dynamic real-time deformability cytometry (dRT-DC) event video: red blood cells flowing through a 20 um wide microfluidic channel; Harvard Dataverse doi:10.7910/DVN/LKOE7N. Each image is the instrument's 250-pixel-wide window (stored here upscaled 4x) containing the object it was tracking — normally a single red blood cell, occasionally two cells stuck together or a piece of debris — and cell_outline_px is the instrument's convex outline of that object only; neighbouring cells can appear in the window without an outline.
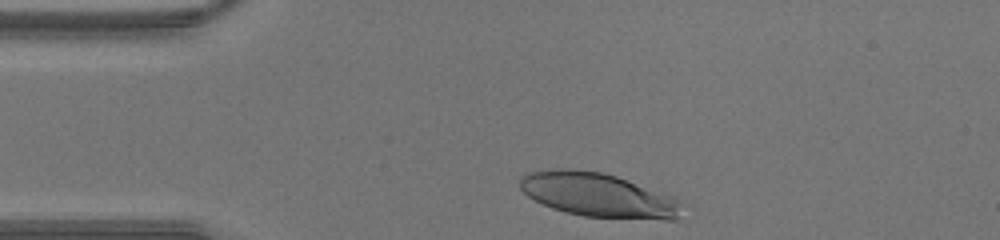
{"species": "human", "species_latin": "Homo sapiens", "temperature_condition": "warm", "stored_images_in_passage": 27, "camera_frame_rate_fps": 3000, "um_per_image_px": 0.085, "donor": {"sex": "male"}, "frame": {"image": 1, "passage_image": 1, "time_ms": 0.0, "image_size_px": [1000, 240], "cell_outline_px": [[680, 204], [676, 220], [668, 220], [584, 216], [564, 212], [552, 208], [528, 196], [520, 188], [520, 176], [528, 172], [560, 168], [572, 168], [604, 172], [676, 196], [680, 200]], "centroid_in_image_um": [50.85, 16.56], "position_along_channel_um": 34.2, "area_um2": 41.73}}
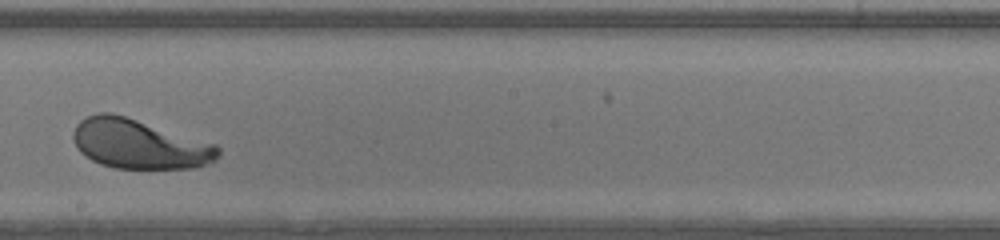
{"frame": {"image": 2, "passage_image": 17, "time_ms": 5.333, "image_size_px": [1000, 240], "cell_outline_px": [[220, 156], [216, 160], [196, 168], [116, 168], [100, 164], [84, 156], [76, 148], [72, 136], [72, 132], [76, 124], [80, 120], [96, 112], [112, 112], [216, 144], [220, 148]], "centroid_in_image_um": [11.81, 12.24], "position_along_channel_um": 236.4, "area_um2": 41.96}}
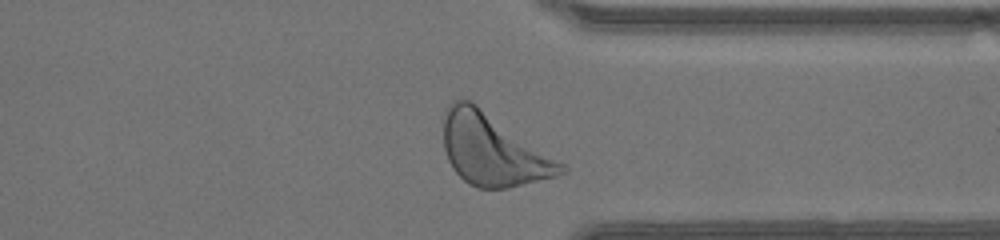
{"frame": {"image": 3, "passage_image": 26, "time_ms": 8.333, "image_size_px": [1000, 240], "cell_outline_px": [[568, 172], [556, 176], [508, 188], [476, 188], [468, 184], [452, 168], [448, 160], [444, 148], [444, 120], [448, 104], [452, 100], [468, 100], [476, 104], [564, 164], [568, 168]], "centroid_in_image_um": [41.88, 12.76], "position_along_channel_um": 369.5, "area_um2": 48.32}}